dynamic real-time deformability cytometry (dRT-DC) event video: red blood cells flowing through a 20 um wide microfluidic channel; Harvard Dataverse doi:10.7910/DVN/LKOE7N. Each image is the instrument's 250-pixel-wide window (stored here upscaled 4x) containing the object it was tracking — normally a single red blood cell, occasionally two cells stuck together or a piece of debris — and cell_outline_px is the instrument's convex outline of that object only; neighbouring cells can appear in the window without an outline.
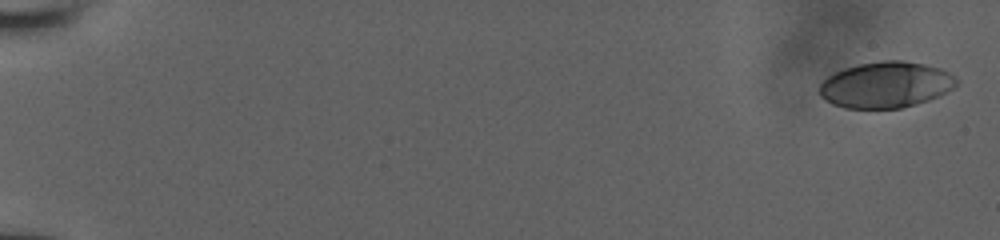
{"species": "human", "species_latin": "Homo sapiens", "temperature_condition": "room temperature", "stored_images_in_passage": 12, "camera_frame_rate_fps": 3000, "um_per_image_px": 0.085, "donor": {"sex": "male"}, "frame": {"image": 1, "passage_image": 1, "time_ms": 0.0, "image_size_px": [1000, 240], "cell_outline_px": [[960, 80], [952, 88], [940, 96], [916, 104], [900, 108], [844, 108], [832, 104], [824, 100], [816, 92], [820, 84], [828, 76], [844, 68], [860, 64], [880, 60], [904, 60], [924, 64], [940, 68], [956, 76]], "centroid_in_image_um": [75.28, 7.21], "position_along_channel_um": 9.7, "area_um2": 37.11}}
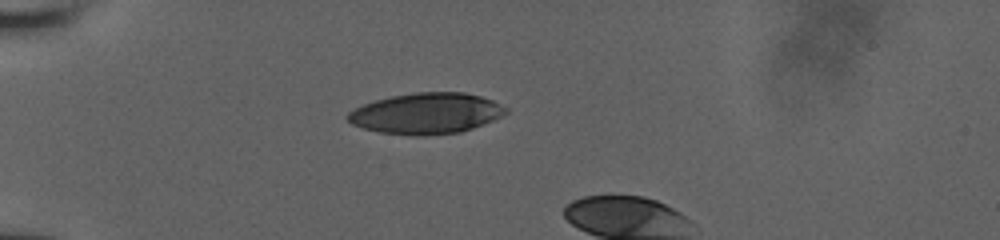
{"frame": {"image": 2, "passage_image": 9, "time_ms": 5.333, "image_size_px": [1000, 240], "cell_outline_px": [[508, 112], [492, 120], [472, 128], [460, 132], [424, 136], [416, 136], [380, 132], [364, 128], [352, 124], [344, 116], [348, 112], [364, 104], [376, 100], [392, 96], [416, 92], [464, 92], [480, 96], [492, 100], [508, 108]], "centroid_in_image_um": [36.22, 9.64], "position_along_channel_um": 48.8, "area_um2": 37.51}}